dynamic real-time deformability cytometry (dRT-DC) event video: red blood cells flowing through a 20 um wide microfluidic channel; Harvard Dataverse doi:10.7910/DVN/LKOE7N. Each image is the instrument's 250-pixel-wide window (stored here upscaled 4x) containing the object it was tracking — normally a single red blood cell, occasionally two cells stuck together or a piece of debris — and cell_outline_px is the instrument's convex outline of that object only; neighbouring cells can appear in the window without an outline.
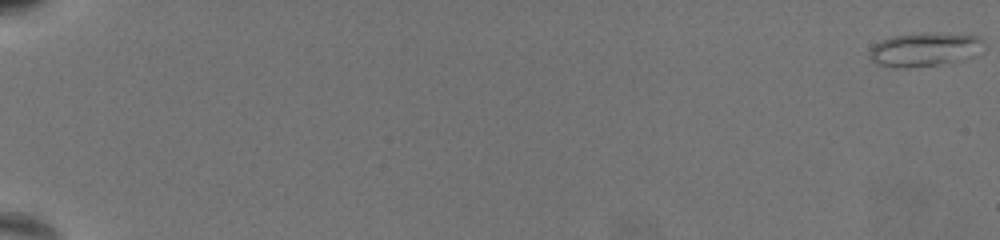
{"species": "common noctule bat (a hibernating species)", "species_latin": "Nyctalus noctula", "temperature_condition": "warm", "stored_images_in_passage": 71, "camera_frame_rate_fps": 3000, "um_per_image_px": 0.085, "animal": {"sex": "female", "body_mass_g": 19.5, "forearm_length_mm": 54.1}, "frame": {"image": 1, "passage_image": 1, "time_ms": 0.0, "image_size_px": [1000, 240], "cell_outline_px": [[984, 40], [964, 60], [940, 64], [908, 68], [896, 68], [876, 64], [868, 56], [868, 52], [880, 40], [892, 36], [924, 32], [928, 32], [980, 36]], "centroid_in_image_um": [78.47, 4.2], "position_along_channel_um": 6.5, "area_um2": 22.2}}
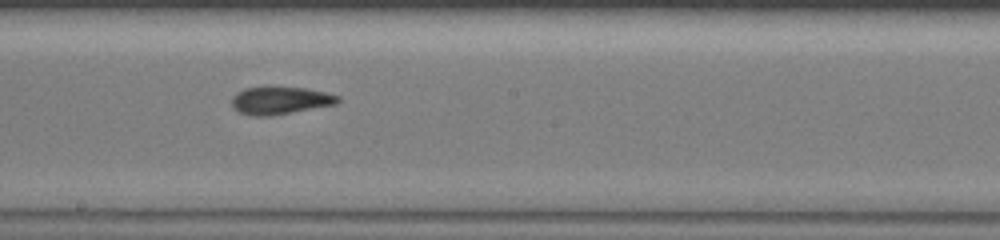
{"frame": {"image": 2, "passage_image": 44, "time_ms": 14.333, "image_size_px": [1000, 240], "cell_outline_px": [[340, 100], [336, 104], [272, 116], [252, 116], [240, 112], [232, 108], [232, 96], [236, 92], [244, 88], [268, 84], [304, 88], [324, 92], [340, 96]], "centroid_in_image_um": [23.76, 8.5], "position_along_channel_um": 224.4, "area_um2": 17.74}}
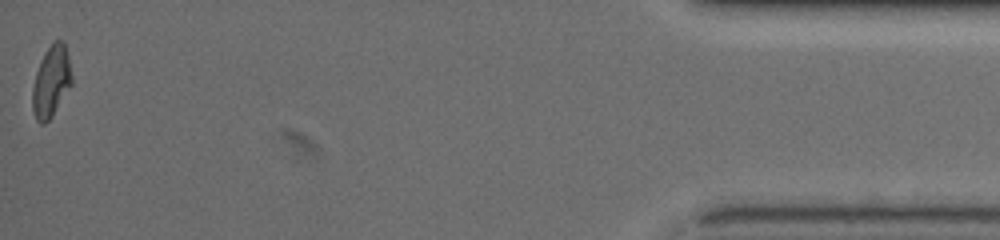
{"frame": {"image": 3, "passage_image": 71, "time_ms": 23.333, "image_size_px": [1000, 240], "cell_outline_px": [[72, 84], [52, 116], [44, 124], [40, 124], [36, 120], [32, 108], [32, 88], [36, 72], [40, 60], [44, 52], [56, 40], [64, 40], [68, 56], [72, 76]], "centroid_in_image_um": [4.35, 6.93], "position_along_channel_um": 430.9, "area_um2": 16.36}, "authors_computed_cell_mechanics": {"area_um2": 17.2244, "velocity_mm_per_s": 3.156, "shape_relaxation_time_tau1_ms": 5.8496, "shape_relaxation_time_tau2_ms": 1.976, "deformation_change_tau1": 0.1702, "deformation_change_tau2": 0.0762}}